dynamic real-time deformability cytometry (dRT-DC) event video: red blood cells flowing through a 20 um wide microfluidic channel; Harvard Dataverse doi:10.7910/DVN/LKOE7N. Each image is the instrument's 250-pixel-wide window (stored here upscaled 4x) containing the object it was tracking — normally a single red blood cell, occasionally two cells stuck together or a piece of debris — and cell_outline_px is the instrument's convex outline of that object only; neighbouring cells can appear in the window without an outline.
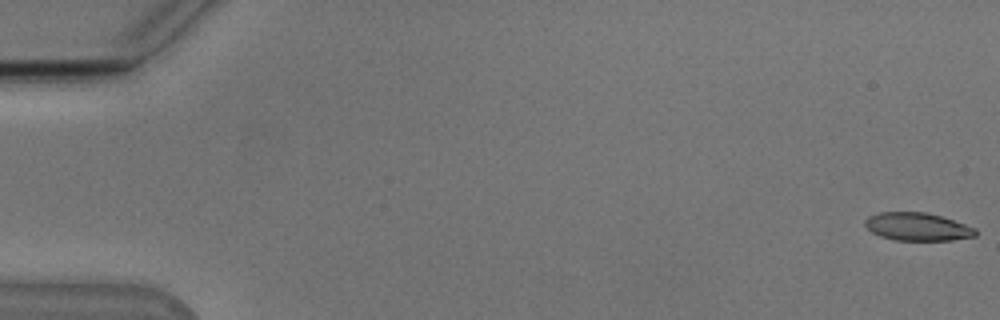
{"species": "Egyptian fruit bat (a non-hibernating species)", "species_latin": "Rousettus aegyptiacus", "temperature_condition": "cold", "stored_images_in_passage": 54, "camera_frame_rate_fps": 3000, "um_per_image_px": 0.085, "animal": {"sex": "male"}, "frame": {"image": 1, "passage_image": 1, "time_ms": 0.0, "image_size_px": [1000, 320], "cell_outline_px": [[976, 236], [952, 240], [896, 240], [880, 236], [872, 232], [864, 224], [864, 220], [868, 216], [880, 212], [928, 212], [976, 228]], "centroid_in_image_um": [77.96, 19.27], "position_along_channel_um": 7.0, "area_um2": 17.92}}
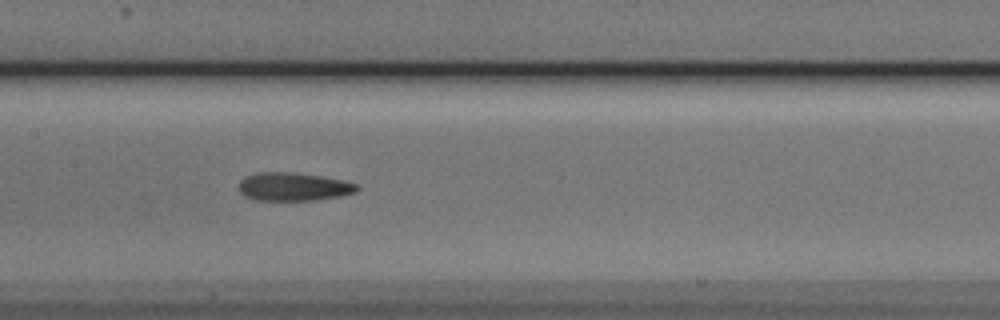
{"frame": {"image": 2, "passage_image": 27, "time_ms": 8.667, "image_size_px": [1000, 320], "cell_outline_px": [[360, 188], [356, 192], [340, 196], [316, 200], [252, 200], [244, 196], [240, 192], [240, 180], [244, 176], [256, 172], [296, 172], [344, 180], [356, 184]], "centroid_in_image_um": [24.93, 15.86], "position_along_channel_um": 182.5, "area_um2": 19.65}}
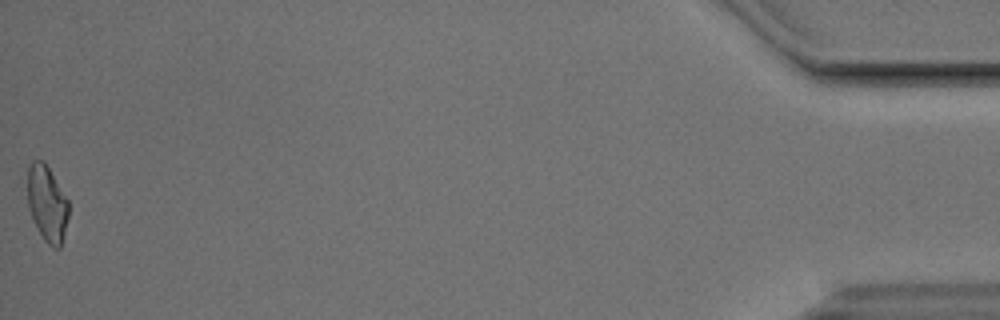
{"frame": {"image": 3, "passage_image": 54, "time_ms": 17.667, "image_size_px": [1000, 320], "cell_outline_px": [[68, 216], [60, 248], [52, 248], [44, 240], [32, 220], [28, 208], [28, 168], [32, 160], [44, 160], [68, 200]], "centroid_in_image_um": [3.99, 17.3], "position_along_channel_um": 431.2, "area_um2": 18.15}, "authors_computed_cell_mechanics": {"area_um2": 19.2185, "velocity_mm_per_s": 3.8464, "shape_relaxation_time_tau1_ms": 4.9018, "shape_relaxation_time_tau2_ms": 3.2541, "deformation_change_tau1": 0.1687, "deformation_change_tau2": 0.127}}